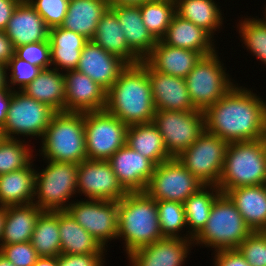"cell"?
I'll return each instance as SVG.
<instances>
[{
  "label": "cell",
  "instance_id": "obj_46",
  "mask_svg": "<svg viewBox=\"0 0 266 266\" xmlns=\"http://www.w3.org/2000/svg\"><path fill=\"white\" fill-rule=\"evenodd\" d=\"M104 254H59L58 266H103Z\"/></svg>",
  "mask_w": 266,
  "mask_h": 266
},
{
  "label": "cell",
  "instance_id": "obj_41",
  "mask_svg": "<svg viewBox=\"0 0 266 266\" xmlns=\"http://www.w3.org/2000/svg\"><path fill=\"white\" fill-rule=\"evenodd\" d=\"M237 250L250 266H266V237L261 231L251 232Z\"/></svg>",
  "mask_w": 266,
  "mask_h": 266
},
{
  "label": "cell",
  "instance_id": "obj_3",
  "mask_svg": "<svg viewBox=\"0 0 266 266\" xmlns=\"http://www.w3.org/2000/svg\"><path fill=\"white\" fill-rule=\"evenodd\" d=\"M123 239L127 255L163 237L157 201L146 191L128 192L118 201V236Z\"/></svg>",
  "mask_w": 266,
  "mask_h": 266
},
{
  "label": "cell",
  "instance_id": "obj_7",
  "mask_svg": "<svg viewBox=\"0 0 266 266\" xmlns=\"http://www.w3.org/2000/svg\"><path fill=\"white\" fill-rule=\"evenodd\" d=\"M45 169L35 174L33 201L43 211L66 210L77 192L78 164L48 160ZM37 196V197H35Z\"/></svg>",
  "mask_w": 266,
  "mask_h": 266
},
{
  "label": "cell",
  "instance_id": "obj_42",
  "mask_svg": "<svg viewBox=\"0 0 266 266\" xmlns=\"http://www.w3.org/2000/svg\"><path fill=\"white\" fill-rule=\"evenodd\" d=\"M49 29L60 27L67 14L69 0H28Z\"/></svg>",
  "mask_w": 266,
  "mask_h": 266
},
{
  "label": "cell",
  "instance_id": "obj_6",
  "mask_svg": "<svg viewBox=\"0 0 266 266\" xmlns=\"http://www.w3.org/2000/svg\"><path fill=\"white\" fill-rule=\"evenodd\" d=\"M251 232L231 199L221 193L211 207L205 227L193 242L215 251L237 249Z\"/></svg>",
  "mask_w": 266,
  "mask_h": 266
},
{
  "label": "cell",
  "instance_id": "obj_18",
  "mask_svg": "<svg viewBox=\"0 0 266 266\" xmlns=\"http://www.w3.org/2000/svg\"><path fill=\"white\" fill-rule=\"evenodd\" d=\"M128 64L89 40L81 51L76 70L90 77L107 91Z\"/></svg>",
  "mask_w": 266,
  "mask_h": 266
},
{
  "label": "cell",
  "instance_id": "obj_39",
  "mask_svg": "<svg viewBox=\"0 0 266 266\" xmlns=\"http://www.w3.org/2000/svg\"><path fill=\"white\" fill-rule=\"evenodd\" d=\"M262 19L244 18L239 23V34L247 50L266 64V17Z\"/></svg>",
  "mask_w": 266,
  "mask_h": 266
},
{
  "label": "cell",
  "instance_id": "obj_54",
  "mask_svg": "<svg viewBox=\"0 0 266 266\" xmlns=\"http://www.w3.org/2000/svg\"><path fill=\"white\" fill-rule=\"evenodd\" d=\"M4 221H5V207L0 206V241L3 234Z\"/></svg>",
  "mask_w": 266,
  "mask_h": 266
},
{
  "label": "cell",
  "instance_id": "obj_28",
  "mask_svg": "<svg viewBox=\"0 0 266 266\" xmlns=\"http://www.w3.org/2000/svg\"><path fill=\"white\" fill-rule=\"evenodd\" d=\"M43 212L35 203L5 207V221L0 248L3 245L29 242L39 215Z\"/></svg>",
  "mask_w": 266,
  "mask_h": 266
},
{
  "label": "cell",
  "instance_id": "obj_17",
  "mask_svg": "<svg viewBox=\"0 0 266 266\" xmlns=\"http://www.w3.org/2000/svg\"><path fill=\"white\" fill-rule=\"evenodd\" d=\"M65 80V112L103 111L106 91L90 77L78 70L67 71Z\"/></svg>",
  "mask_w": 266,
  "mask_h": 266
},
{
  "label": "cell",
  "instance_id": "obj_20",
  "mask_svg": "<svg viewBox=\"0 0 266 266\" xmlns=\"http://www.w3.org/2000/svg\"><path fill=\"white\" fill-rule=\"evenodd\" d=\"M145 69L148 72L156 110H197L190 99L185 78L154 71L146 62Z\"/></svg>",
  "mask_w": 266,
  "mask_h": 266
},
{
  "label": "cell",
  "instance_id": "obj_52",
  "mask_svg": "<svg viewBox=\"0 0 266 266\" xmlns=\"http://www.w3.org/2000/svg\"><path fill=\"white\" fill-rule=\"evenodd\" d=\"M150 0H108L109 6H116V5H133L139 6L144 2Z\"/></svg>",
  "mask_w": 266,
  "mask_h": 266
},
{
  "label": "cell",
  "instance_id": "obj_8",
  "mask_svg": "<svg viewBox=\"0 0 266 266\" xmlns=\"http://www.w3.org/2000/svg\"><path fill=\"white\" fill-rule=\"evenodd\" d=\"M218 52L203 56L185 77L193 106L205 111L222 98L235 84L223 68Z\"/></svg>",
  "mask_w": 266,
  "mask_h": 266
},
{
  "label": "cell",
  "instance_id": "obj_40",
  "mask_svg": "<svg viewBox=\"0 0 266 266\" xmlns=\"http://www.w3.org/2000/svg\"><path fill=\"white\" fill-rule=\"evenodd\" d=\"M157 209L163 237L182 238L179 233L183 227L187 226L183 203L168 200L157 201Z\"/></svg>",
  "mask_w": 266,
  "mask_h": 266
},
{
  "label": "cell",
  "instance_id": "obj_29",
  "mask_svg": "<svg viewBox=\"0 0 266 266\" xmlns=\"http://www.w3.org/2000/svg\"><path fill=\"white\" fill-rule=\"evenodd\" d=\"M123 31L115 11L109 7L100 19L92 41L127 64L140 63L142 60L128 47Z\"/></svg>",
  "mask_w": 266,
  "mask_h": 266
},
{
  "label": "cell",
  "instance_id": "obj_11",
  "mask_svg": "<svg viewBox=\"0 0 266 266\" xmlns=\"http://www.w3.org/2000/svg\"><path fill=\"white\" fill-rule=\"evenodd\" d=\"M128 126L103 111L84 112L87 159L107 161L126 144Z\"/></svg>",
  "mask_w": 266,
  "mask_h": 266
},
{
  "label": "cell",
  "instance_id": "obj_1",
  "mask_svg": "<svg viewBox=\"0 0 266 266\" xmlns=\"http://www.w3.org/2000/svg\"><path fill=\"white\" fill-rule=\"evenodd\" d=\"M261 99L234 85L204 111L205 130L228 143L262 139L266 134V101Z\"/></svg>",
  "mask_w": 266,
  "mask_h": 266
},
{
  "label": "cell",
  "instance_id": "obj_15",
  "mask_svg": "<svg viewBox=\"0 0 266 266\" xmlns=\"http://www.w3.org/2000/svg\"><path fill=\"white\" fill-rule=\"evenodd\" d=\"M77 192L89 199L117 202L128 193L108 161L89 159L78 164Z\"/></svg>",
  "mask_w": 266,
  "mask_h": 266
},
{
  "label": "cell",
  "instance_id": "obj_51",
  "mask_svg": "<svg viewBox=\"0 0 266 266\" xmlns=\"http://www.w3.org/2000/svg\"><path fill=\"white\" fill-rule=\"evenodd\" d=\"M33 266H58V256L39 257Z\"/></svg>",
  "mask_w": 266,
  "mask_h": 266
},
{
  "label": "cell",
  "instance_id": "obj_53",
  "mask_svg": "<svg viewBox=\"0 0 266 266\" xmlns=\"http://www.w3.org/2000/svg\"><path fill=\"white\" fill-rule=\"evenodd\" d=\"M6 66L0 63V88H10L7 84Z\"/></svg>",
  "mask_w": 266,
  "mask_h": 266
},
{
  "label": "cell",
  "instance_id": "obj_25",
  "mask_svg": "<svg viewBox=\"0 0 266 266\" xmlns=\"http://www.w3.org/2000/svg\"><path fill=\"white\" fill-rule=\"evenodd\" d=\"M225 194L252 232L266 227V184L233 188Z\"/></svg>",
  "mask_w": 266,
  "mask_h": 266
},
{
  "label": "cell",
  "instance_id": "obj_38",
  "mask_svg": "<svg viewBox=\"0 0 266 266\" xmlns=\"http://www.w3.org/2000/svg\"><path fill=\"white\" fill-rule=\"evenodd\" d=\"M22 141L0 138V175L20 170L32 161L33 150Z\"/></svg>",
  "mask_w": 266,
  "mask_h": 266
},
{
  "label": "cell",
  "instance_id": "obj_23",
  "mask_svg": "<svg viewBox=\"0 0 266 266\" xmlns=\"http://www.w3.org/2000/svg\"><path fill=\"white\" fill-rule=\"evenodd\" d=\"M212 36L203 28L175 14L161 41L168 45L200 52L208 56L216 52Z\"/></svg>",
  "mask_w": 266,
  "mask_h": 266
},
{
  "label": "cell",
  "instance_id": "obj_50",
  "mask_svg": "<svg viewBox=\"0 0 266 266\" xmlns=\"http://www.w3.org/2000/svg\"><path fill=\"white\" fill-rule=\"evenodd\" d=\"M13 90L10 88H0V129L7 119V112L11 101Z\"/></svg>",
  "mask_w": 266,
  "mask_h": 266
},
{
  "label": "cell",
  "instance_id": "obj_19",
  "mask_svg": "<svg viewBox=\"0 0 266 266\" xmlns=\"http://www.w3.org/2000/svg\"><path fill=\"white\" fill-rule=\"evenodd\" d=\"M164 237L151 245L133 251L129 257L131 266H182L194 244L187 237ZM190 246V247H189Z\"/></svg>",
  "mask_w": 266,
  "mask_h": 266
},
{
  "label": "cell",
  "instance_id": "obj_12",
  "mask_svg": "<svg viewBox=\"0 0 266 266\" xmlns=\"http://www.w3.org/2000/svg\"><path fill=\"white\" fill-rule=\"evenodd\" d=\"M152 122L172 157L190 147L205 131V116L200 110H156Z\"/></svg>",
  "mask_w": 266,
  "mask_h": 266
},
{
  "label": "cell",
  "instance_id": "obj_55",
  "mask_svg": "<svg viewBox=\"0 0 266 266\" xmlns=\"http://www.w3.org/2000/svg\"><path fill=\"white\" fill-rule=\"evenodd\" d=\"M0 266H15L2 253H0Z\"/></svg>",
  "mask_w": 266,
  "mask_h": 266
},
{
  "label": "cell",
  "instance_id": "obj_13",
  "mask_svg": "<svg viewBox=\"0 0 266 266\" xmlns=\"http://www.w3.org/2000/svg\"><path fill=\"white\" fill-rule=\"evenodd\" d=\"M203 186L200 180L173 157L155 167L146 192L155 201L184 203Z\"/></svg>",
  "mask_w": 266,
  "mask_h": 266
},
{
  "label": "cell",
  "instance_id": "obj_14",
  "mask_svg": "<svg viewBox=\"0 0 266 266\" xmlns=\"http://www.w3.org/2000/svg\"><path fill=\"white\" fill-rule=\"evenodd\" d=\"M69 204L66 211L104 248L108 240L118 239L117 201L87 199Z\"/></svg>",
  "mask_w": 266,
  "mask_h": 266
},
{
  "label": "cell",
  "instance_id": "obj_21",
  "mask_svg": "<svg viewBox=\"0 0 266 266\" xmlns=\"http://www.w3.org/2000/svg\"><path fill=\"white\" fill-rule=\"evenodd\" d=\"M13 46L49 41V28L28 0H21L4 30Z\"/></svg>",
  "mask_w": 266,
  "mask_h": 266
},
{
  "label": "cell",
  "instance_id": "obj_49",
  "mask_svg": "<svg viewBox=\"0 0 266 266\" xmlns=\"http://www.w3.org/2000/svg\"><path fill=\"white\" fill-rule=\"evenodd\" d=\"M21 0H0V30L4 31L12 13Z\"/></svg>",
  "mask_w": 266,
  "mask_h": 266
},
{
  "label": "cell",
  "instance_id": "obj_36",
  "mask_svg": "<svg viewBox=\"0 0 266 266\" xmlns=\"http://www.w3.org/2000/svg\"><path fill=\"white\" fill-rule=\"evenodd\" d=\"M176 14L203 28L212 37L222 25V13L213 0H175Z\"/></svg>",
  "mask_w": 266,
  "mask_h": 266
},
{
  "label": "cell",
  "instance_id": "obj_32",
  "mask_svg": "<svg viewBox=\"0 0 266 266\" xmlns=\"http://www.w3.org/2000/svg\"><path fill=\"white\" fill-rule=\"evenodd\" d=\"M126 144L156 166L173 158L166 150L162 136L153 122L128 126Z\"/></svg>",
  "mask_w": 266,
  "mask_h": 266
},
{
  "label": "cell",
  "instance_id": "obj_34",
  "mask_svg": "<svg viewBox=\"0 0 266 266\" xmlns=\"http://www.w3.org/2000/svg\"><path fill=\"white\" fill-rule=\"evenodd\" d=\"M207 188L210 190L208 191ZM221 193L216 185H204L183 203L186 224L191 230L187 231L190 234L189 239L193 240L203 230L208 221L211 207Z\"/></svg>",
  "mask_w": 266,
  "mask_h": 266
},
{
  "label": "cell",
  "instance_id": "obj_22",
  "mask_svg": "<svg viewBox=\"0 0 266 266\" xmlns=\"http://www.w3.org/2000/svg\"><path fill=\"white\" fill-rule=\"evenodd\" d=\"M202 57L200 52L168 46L158 40L144 61L154 71L185 78Z\"/></svg>",
  "mask_w": 266,
  "mask_h": 266
},
{
  "label": "cell",
  "instance_id": "obj_43",
  "mask_svg": "<svg viewBox=\"0 0 266 266\" xmlns=\"http://www.w3.org/2000/svg\"><path fill=\"white\" fill-rule=\"evenodd\" d=\"M15 55L41 69L51 68L49 41L33 42L15 48Z\"/></svg>",
  "mask_w": 266,
  "mask_h": 266
},
{
  "label": "cell",
  "instance_id": "obj_57",
  "mask_svg": "<svg viewBox=\"0 0 266 266\" xmlns=\"http://www.w3.org/2000/svg\"><path fill=\"white\" fill-rule=\"evenodd\" d=\"M263 235L266 237V227L261 231Z\"/></svg>",
  "mask_w": 266,
  "mask_h": 266
},
{
  "label": "cell",
  "instance_id": "obj_47",
  "mask_svg": "<svg viewBox=\"0 0 266 266\" xmlns=\"http://www.w3.org/2000/svg\"><path fill=\"white\" fill-rule=\"evenodd\" d=\"M215 266H250L237 249L216 251Z\"/></svg>",
  "mask_w": 266,
  "mask_h": 266
},
{
  "label": "cell",
  "instance_id": "obj_45",
  "mask_svg": "<svg viewBox=\"0 0 266 266\" xmlns=\"http://www.w3.org/2000/svg\"><path fill=\"white\" fill-rule=\"evenodd\" d=\"M0 253H2L15 266H33L39 258L31 241L3 245L0 248Z\"/></svg>",
  "mask_w": 266,
  "mask_h": 266
},
{
  "label": "cell",
  "instance_id": "obj_48",
  "mask_svg": "<svg viewBox=\"0 0 266 266\" xmlns=\"http://www.w3.org/2000/svg\"><path fill=\"white\" fill-rule=\"evenodd\" d=\"M15 55V47L6 33L0 30V63L7 65L10 59Z\"/></svg>",
  "mask_w": 266,
  "mask_h": 266
},
{
  "label": "cell",
  "instance_id": "obj_5",
  "mask_svg": "<svg viewBox=\"0 0 266 266\" xmlns=\"http://www.w3.org/2000/svg\"><path fill=\"white\" fill-rule=\"evenodd\" d=\"M261 184H266L263 139L229 143L217 187L225 194L233 188Z\"/></svg>",
  "mask_w": 266,
  "mask_h": 266
},
{
  "label": "cell",
  "instance_id": "obj_10",
  "mask_svg": "<svg viewBox=\"0 0 266 266\" xmlns=\"http://www.w3.org/2000/svg\"><path fill=\"white\" fill-rule=\"evenodd\" d=\"M228 142L206 130L176 158L204 185L218 186Z\"/></svg>",
  "mask_w": 266,
  "mask_h": 266
},
{
  "label": "cell",
  "instance_id": "obj_35",
  "mask_svg": "<svg viewBox=\"0 0 266 266\" xmlns=\"http://www.w3.org/2000/svg\"><path fill=\"white\" fill-rule=\"evenodd\" d=\"M31 243L39 257L61 254L59 211H43L37 218Z\"/></svg>",
  "mask_w": 266,
  "mask_h": 266
},
{
  "label": "cell",
  "instance_id": "obj_44",
  "mask_svg": "<svg viewBox=\"0 0 266 266\" xmlns=\"http://www.w3.org/2000/svg\"><path fill=\"white\" fill-rule=\"evenodd\" d=\"M6 69H9V71L11 69L12 72L10 74V79L9 76L7 77V83L10 85V89L12 85H18V89H23L27 84L31 83L42 70L38 66L31 65L29 62L18 58L16 55L7 63Z\"/></svg>",
  "mask_w": 266,
  "mask_h": 266
},
{
  "label": "cell",
  "instance_id": "obj_27",
  "mask_svg": "<svg viewBox=\"0 0 266 266\" xmlns=\"http://www.w3.org/2000/svg\"><path fill=\"white\" fill-rule=\"evenodd\" d=\"M109 7L108 0H70L61 27L92 40L100 19Z\"/></svg>",
  "mask_w": 266,
  "mask_h": 266
},
{
  "label": "cell",
  "instance_id": "obj_33",
  "mask_svg": "<svg viewBox=\"0 0 266 266\" xmlns=\"http://www.w3.org/2000/svg\"><path fill=\"white\" fill-rule=\"evenodd\" d=\"M61 254H103L105 248L66 211H59Z\"/></svg>",
  "mask_w": 266,
  "mask_h": 266
},
{
  "label": "cell",
  "instance_id": "obj_31",
  "mask_svg": "<svg viewBox=\"0 0 266 266\" xmlns=\"http://www.w3.org/2000/svg\"><path fill=\"white\" fill-rule=\"evenodd\" d=\"M30 162L26 167L0 175V206L27 205L33 203L35 174Z\"/></svg>",
  "mask_w": 266,
  "mask_h": 266
},
{
  "label": "cell",
  "instance_id": "obj_26",
  "mask_svg": "<svg viewBox=\"0 0 266 266\" xmlns=\"http://www.w3.org/2000/svg\"><path fill=\"white\" fill-rule=\"evenodd\" d=\"M50 43V55H51V66L55 70L60 67L65 69L64 71L76 70L81 51L89 41L79 33L67 30L65 28L54 27L49 29Z\"/></svg>",
  "mask_w": 266,
  "mask_h": 266
},
{
  "label": "cell",
  "instance_id": "obj_2",
  "mask_svg": "<svg viewBox=\"0 0 266 266\" xmlns=\"http://www.w3.org/2000/svg\"><path fill=\"white\" fill-rule=\"evenodd\" d=\"M104 110L127 126L153 121L156 108L144 60L128 64L120 72L118 79L106 91Z\"/></svg>",
  "mask_w": 266,
  "mask_h": 266
},
{
  "label": "cell",
  "instance_id": "obj_9",
  "mask_svg": "<svg viewBox=\"0 0 266 266\" xmlns=\"http://www.w3.org/2000/svg\"><path fill=\"white\" fill-rule=\"evenodd\" d=\"M13 89L7 119L0 129L1 137L17 139L15 135L20 134L42 138L52 117L57 112L21 90L17 91L14 87Z\"/></svg>",
  "mask_w": 266,
  "mask_h": 266
},
{
  "label": "cell",
  "instance_id": "obj_37",
  "mask_svg": "<svg viewBox=\"0 0 266 266\" xmlns=\"http://www.w3.org/2000/svg\"><path fill=\"white\" fill-rule=\"evenodd\" d=\"M139 7L147 30L156 41L161 40L176 14L175 0H150Z\"/></svg>",
  "mask_w": 266,
  "mask_h": 266
},
{
  "label": "cell",
  "instance_id": "obj_56",
  "mask_svg": "<svg viewBox=\"0 0 266 266\" xmlns=\"http://www.w3.org/2000/svg\"><path fill=\"white\" fill-rule=\"evenodd\" d=\"M262 139H263V144H264V150L266 153V134L264 135V137Z\"/></svg>",
  "mask_w": 266,
  "mask_h": 266
},
{
  "label": "cell",
  "instance_id": "obj_16",
  "mask_svg": "<svg viewBox=\"0 0 266 266\" xmlns=\"http://www.w3.org/2000/svg\"><path fill=\"white\" fill-rule=\"evenodd\" d=\"M120 184L127 192H143L152 178L156 165L127 144L108 160Z\"/></svg>",
  "mask_w": 266,
  "mask_h": 266
},
{
  "label": "cell",
  "instance_id": "obj_4",
  "mask_svg": "<svg viewBox=\"0 0 266 266\" xmlns=\"http://www.w3.org/2000/svg\"><path fill=\"white\" fill-rule=\"evenodd\" d=\"M41 147L45 160L74 164L86 160L84 113L57 112L44 132Z\"/></svg>",
  "mask_w": 266,
  "mask_h": 266
},
{
  "label": "cell",
  "instance_id": "obj_24",
  "mask_svg": "<svg viewBox=\"0 0 266 266\" xmlns=\"http://www.w3.org/2000/svg\"><path fill=\"white\" fill-rule=\"evenodd\" d=\"M116 13L128 47L144 60L152 51L156 40L143 23L139 6L116 5L110 6Z\"/></svg>",
  "mask_w": 266,
  "mask_h": 266
},
{
  "label": "cell",
  "instance_id": "obj_30",
  "mask_svg": "<svg viewBox=\"0 0 266 266\" xmlns=\"http://www.w3.org/2000/svg\"><path fill=\"white\" fill-rule=\"evenodd\" d=\"M29 97L47 104L56 112H65V80L63 72L54 68L42 69L23 89Z\"/></svg>",
  "mask_w": 266,
  "mask_h": 266
}]
</instances>
